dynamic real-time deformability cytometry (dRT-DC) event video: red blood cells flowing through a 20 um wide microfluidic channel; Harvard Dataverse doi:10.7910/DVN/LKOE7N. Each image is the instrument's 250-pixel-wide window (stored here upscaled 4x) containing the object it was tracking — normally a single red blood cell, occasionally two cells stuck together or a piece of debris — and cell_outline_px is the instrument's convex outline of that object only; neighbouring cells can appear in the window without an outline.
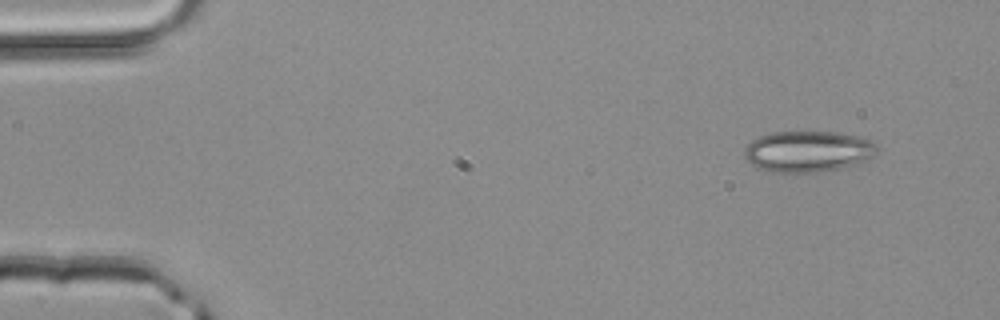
{"species": "common noctule bat (a hibernating species)", "species_latin": "Nyctalus noctula", "temperature_condition": "room temperature", "stored_images_in_passage": 4, "segment_of_instrument_passage": [1, 2], "camera_frame_rate_fps": 3000, "um_per_image_px": 0.085, "animal": {"sex": "male", "body_mass_g": 20.4}, "frame": {"image": 1, "passage_image": 1, "time_ms": 0.0, "image_size_px": [1000, 320], "cell_outline_px": [[880, 148], [868, 160], [856, 164], [840, 168], [820, 172], [776, 172], [756, 168], [744, 156], [744, 148], [752, 140], [760, 136], [772, 132], [836, 132], [856, 136], [872, 140]], "centroid_in_image_um": [68.69, 12.87], "position_along_channel_um": 16.3, "area_um2": 31.85}}